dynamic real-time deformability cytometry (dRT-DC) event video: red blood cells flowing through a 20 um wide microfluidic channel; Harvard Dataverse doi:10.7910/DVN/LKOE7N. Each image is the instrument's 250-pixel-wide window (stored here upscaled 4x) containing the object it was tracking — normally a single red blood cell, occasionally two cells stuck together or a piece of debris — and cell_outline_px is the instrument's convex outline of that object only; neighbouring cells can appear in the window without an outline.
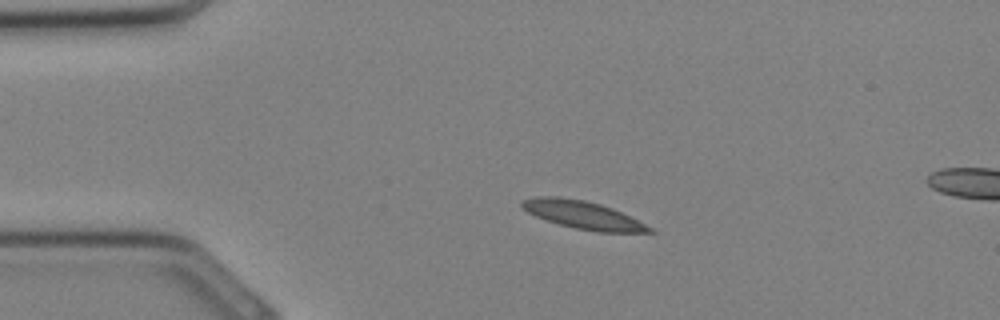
{"species": "Egyptian fruit bat (a non-hibernating species)", "species_latin": "Rousettus aegyptiacus", "temperature_condition": "cold", "stored_images_in_passage": 4, "camera_frame_rate_fps": 3000, "um_per_image_px": 0.085, "animal": {"sex": "female"}, "frame": {"image": 1, "passage_image": 1, "time_ms": 0.0, "image_size_px": [1000, 320], "cell_outline_px": [[656, 232], [596, 232], [576, 228], [560, 224], [536, 216], [528, 212], [520, 204], [524, 200], [540, 196], [556, 196], [584, 200], [600, 204], [612, 208], [652, 228]], "centroid_in_image_um": [49.54, 18.27], "position_along_channel_um": 35.5, "area_um2": 20.17}}